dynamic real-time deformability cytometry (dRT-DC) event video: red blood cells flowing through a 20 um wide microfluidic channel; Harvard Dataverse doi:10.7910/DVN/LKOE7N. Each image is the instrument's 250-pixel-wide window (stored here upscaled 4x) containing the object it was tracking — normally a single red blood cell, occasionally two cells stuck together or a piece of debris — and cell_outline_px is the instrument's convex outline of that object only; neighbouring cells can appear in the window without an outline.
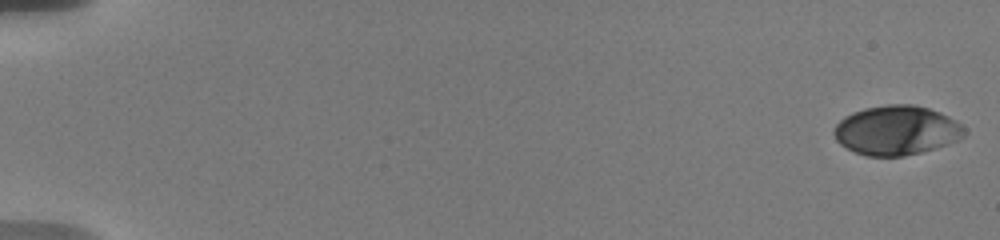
{"species": "human", "species_latin": "Homo sapiens", "temperature_condition": "warm", "stored_images_in_passage": 89, "camera_frame_rate_fps": 3000, "um_per_image_px": 0.085, "donor": {"sex": "male"}, "frame": {"image": 1, "passage_image": 1, "time_ms": 0.0, "image_size_px": [1000, 240], "cell_outline_px": [[968, 132], [964, 136], [948, 144], [920, 152], [904, 156], [868, 156], [856, 152], [840, 144], [836, 140], [832, 132], [836, 124], [844, 116], [852, 112], [864, 108], [888, 104], [912, 104], [928, 108], [940, 112], [956, 120]], "centroid_in_image_um": [76.19, 11.07], "position_along_channel_um": 8.8, "area_um2": 37.57}}
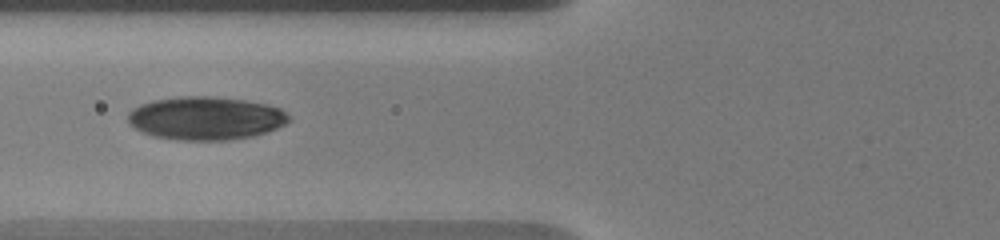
{"frame": {"image": 2, "passage_image": 40, "time_ms": 7.667, "image_size_px": [1000, 240], "cell_outline_px": [[292, 120], [276, 128], [252, 136], [228, 140], [180, 140], [152, 136], [128, 124], [128, 112], [132, 108], [140, 104], [152, 100], [180, 96], [212, 96], [244, 100], [264, 104], [280, 108]], "centroid_in_image_um": [17.44, 10.04], "position_along_channel_um": 108.4, "area_um2": 40.46}}
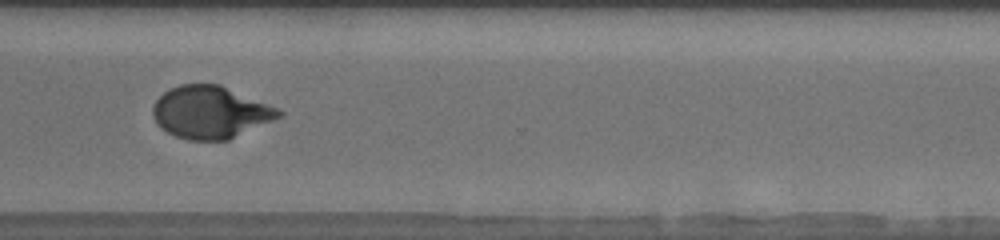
{"frame": {"image": 3, "passage_image": 71, "time_ms": 14.333, "image_size_px": [1000, 240], "cell_outline_px": [[284, 116], [228, 140], [188, 140], [176, 136], [160, 128], [156, 124], [152, 116], [152, 108], [156, 100], [168, 88], [180, 84], [220, 84], [280, 108], [284, 112]], "centroid_in_image_um": [17.9, 9.54], "position_along_channel_um": 352.7, "area_um2": 38.9}, "authors_computed_cell_mechanics": {"area_um2": 38.0902, "velocity_mm_per_s": 3.6788, "shape_relaxation_time_tau1_ms": 5.7081, "shape_relaxation_time_tau2_ms": 1.0561, "deformation_change_tau1": 0.216, "deformation_change_tau2": 0.0468}}